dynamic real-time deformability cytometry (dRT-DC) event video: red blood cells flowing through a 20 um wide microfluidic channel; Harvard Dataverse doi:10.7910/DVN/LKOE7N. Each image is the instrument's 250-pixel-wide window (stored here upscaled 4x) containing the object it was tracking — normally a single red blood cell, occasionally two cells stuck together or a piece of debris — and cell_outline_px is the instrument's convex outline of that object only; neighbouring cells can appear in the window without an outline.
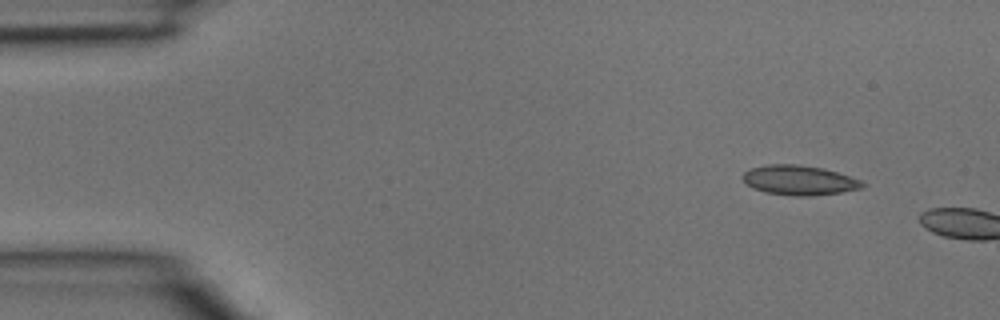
{"species": "common noctule bat (a hibernating species)", "species_latin": "Nyctalus noctula", "temperature_condition": "room temperature", "stored_images_in_passage": 2, "camera_frame_rate_fps": 3000, "um_per_image_px": 0.085, "animal": {"sex": "male", "body_mass_g": 15.6}, "frame": {"image": 1, "passage_image": 1, "time_ms": 0.0, "image_size_px": [1000, 320], "cell_outline_px": [[868, 184], [860, 188], [840, 192], [812, 196], [796, 196], [764, 192], [752, 188], [740, 176], [744, 172], [752, 168], [768, 164], [796, 164], [824, 168], [860, 180]], "centroid_in_image_um": [67.91, 15.32], "position_along_channel_um": 17.1, "area_um2": 20.63}}